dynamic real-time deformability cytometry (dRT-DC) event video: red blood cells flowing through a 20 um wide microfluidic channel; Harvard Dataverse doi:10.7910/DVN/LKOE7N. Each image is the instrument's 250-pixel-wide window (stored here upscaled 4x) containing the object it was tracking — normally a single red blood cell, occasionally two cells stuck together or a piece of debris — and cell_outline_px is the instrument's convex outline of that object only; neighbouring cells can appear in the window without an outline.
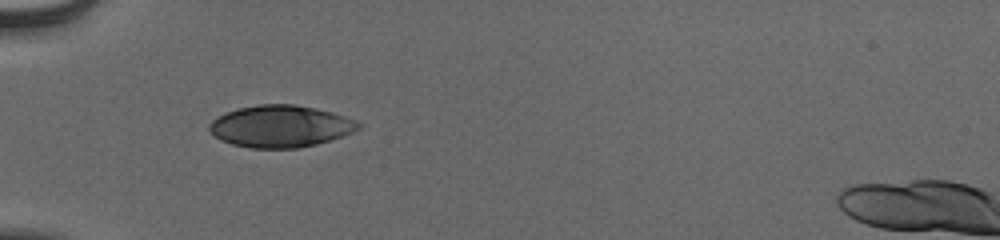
{"species": "human", "species_latin": "Homo sapiens", "temperature_condition": "cold", "stored_images_in_passage": 30, "camera_frame_rate_fps": 3000, "um_per_image_px": 0.085, "donor": {"sex": "male"}, "frame": {"image": 1, "passage_image": 1, "time_ms": 0.0, "image_size_px": [1000, 240], "cell_outline_px": [[364, 124], [360, 128], [352, 132], [316, 144], [300, 148], [252, 148], [232, 144], [220, 140], [208, 128], [208, 124], [212, 120], [236, 108], [260, 104], [296, 104], [316, 108], [332, 112], [356, 120]], "centroid_in_image_um": [23.85, 10.72], "position_along_channel_um": 61.1, "area_um2": 36.36}}
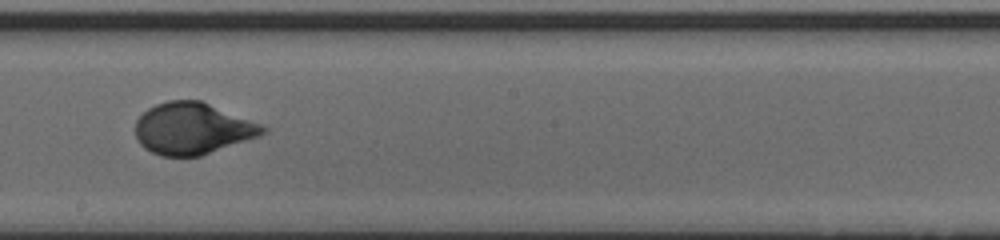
{"frame": {"image": 2, "passage_image": 15, "time_ms": 4.667, "image_size_px": [1000, 240], "cell_outline_px": [[268, 132], [260, 136], [200, 156], [160, 156], [144, 148], [140, 144], [136, 136], [136, 120], [148, 108], [156, 104], [168, 100], [200, 100], [264, 124], [268, 128]], "centroid_in_image_um": [16.4, 10.92], "position_along_channel_um": 231.8, "area_um2": 38.55}}
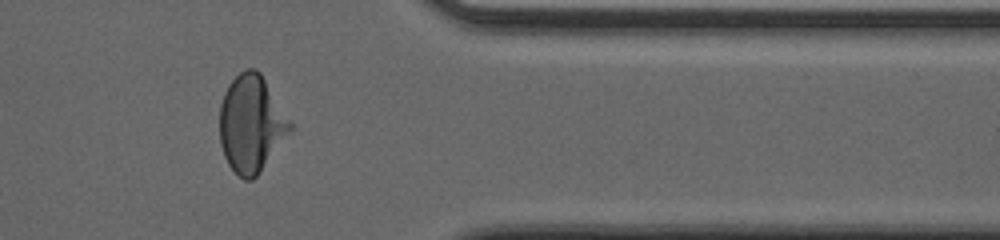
{"frame": {"image": 3, "passage_image": 28, "time_ms": 9.0, "image_size_px": [1000, 240], "cell_outline_px": [[292, 128], [256, 176], [252, 180], [244, 180], [228, 164], [224, 156], [220, 144], [220, 104], [224, 92], [228, 84], [244, 68], [256, 68], [260, 72], [292, 124]], "centroid_in_image_um": [21.32, 10.49], "position_along_channel_um": 390.1, "area_um2": 39.19}, "authors_computed_cell_mechanics": {"area_um2": 38.437, "velocity_mm_per_s": 3.8687, "shape_relaxation_time_tau1_ms": 3.9233, "shape_relaxation_time_tau2_ms": null, "deformation_change_tau1": 0.17, "deformation_change_tau2": null}}